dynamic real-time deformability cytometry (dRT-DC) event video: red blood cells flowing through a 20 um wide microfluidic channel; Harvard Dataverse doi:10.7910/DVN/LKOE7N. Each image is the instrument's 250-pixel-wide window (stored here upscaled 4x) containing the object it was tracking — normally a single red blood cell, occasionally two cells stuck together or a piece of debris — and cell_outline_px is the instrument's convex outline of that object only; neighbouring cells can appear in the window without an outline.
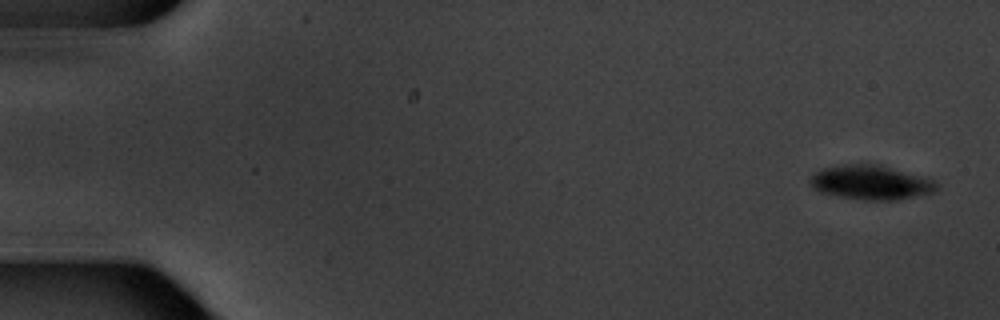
{"species": "common noctule bat (a hibernating species)", "species_latin": "Nyctalus noctula", "temperature_condition": "warm", "stored_images_in_passage": 4, "camera_frame_rate_fps": 3000, "um_per_image_px": 0.085, "animal": {"sex": "male", "body_mass_g": 20.1, "forearm_length_mm": 53.5}, "frame": {"image": 1, "passage_image": 1, "time_ms": 0.0, "image_size_px": [1000, 320], "cell_outline_px": [[940, 184], [932, 192], [896, 200], [864, 200], [840, 196], [820, 192], [812, 188], [808, 184], [808, 180], [812, 172], [820, 168], [840, 164], [880, 164], [924, 176], [936, 180]], "centroid_in_image_um": [73.97, 15.48], "position_along_channel_um": 11.0, "area_um2": 25.78}}